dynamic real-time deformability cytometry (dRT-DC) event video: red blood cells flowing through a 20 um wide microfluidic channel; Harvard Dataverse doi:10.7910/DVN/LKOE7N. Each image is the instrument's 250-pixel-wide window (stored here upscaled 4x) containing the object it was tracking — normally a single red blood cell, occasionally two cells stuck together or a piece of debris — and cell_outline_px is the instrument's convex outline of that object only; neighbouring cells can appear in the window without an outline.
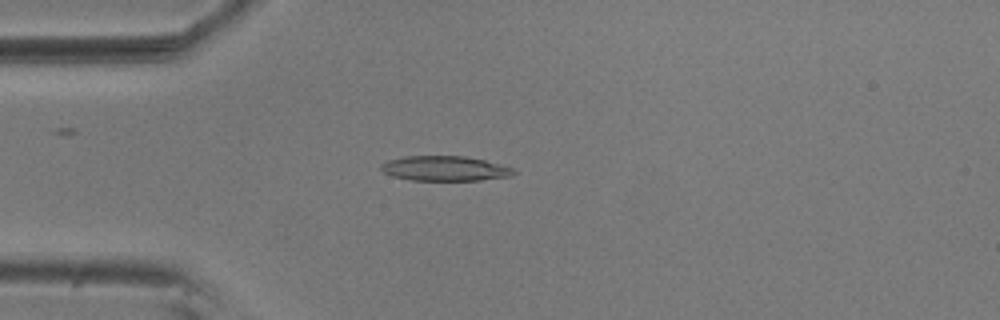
{"species": "common noctule bat (a hibernating species)", "species_latin": "Nyctalus noctula", "temperature_condition": "room temperature", "stored_images_in_passage": 54, "camera_frame_rate_fps": 3000, "um_per_image_px": 0.085, "animal": {"sex": "male", "body_mass_g": 20.5, "forearm_length_mm": 52.5}, "frame": {"image": 1, "passage_image": 14, "time_ms": 4.333, "image_size_px": [1000, 320], "cell_outline_px": [[516, 172], [512, 176], [480, 180], [412, 180], [392, 176], [384, 172], [380, 168], [380, 164], [388, 160], [404, 156], [464, 156], [484, 160], [500, 164], [512, 168]], "centroid_in_image_um": [37.8, 14.32], "position_along_channel_um": 47.2, "area_um2": 19.19}}
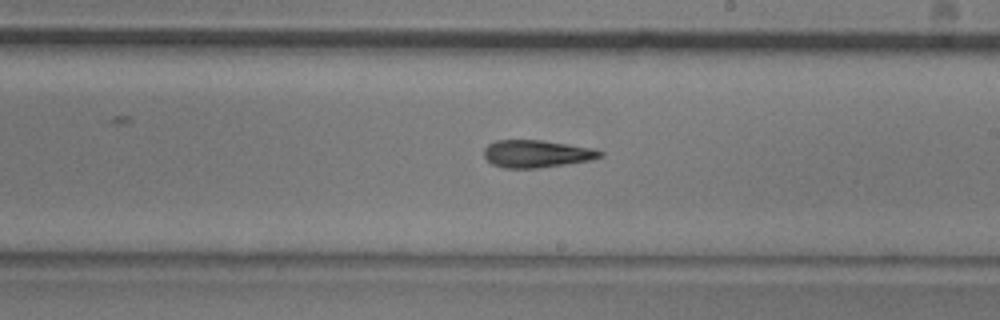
{"frame": {"image": 2, "passage_image": 31, "time_ms": 10.0, "image_size_px": [1000, 320], "cell_outline_px": [[604, 156], [588, 160], [540, 168], [504, 168], [492, 164], [484, 156], [484, 148], [488, 144], [496, 140], [540, 140], [568, 144], [592, 148], [604, 152]], "centroid_in_image_um": [45.59, 13.07], "position_along_channel_um": 243.4, "area_um2": 18.5}}
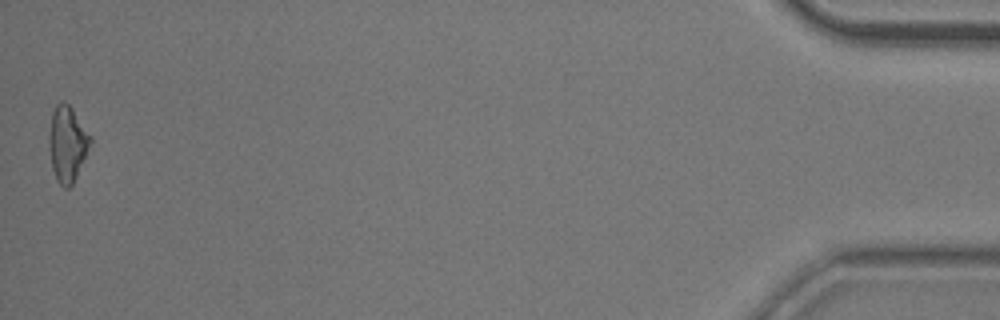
{"frame": {"image": 3, "passage_image": 54, "time_ms": 17.667, "image_size_px": [1000, 320], "cell_outline_px": [[92, 140], [76, 176], [72, 184], [68, 188], [64, 188], [56, 180], [52, 168], [48, 144], [48, 136], [52, 112], [56, 104], [60, 100], [64, 100], [72, 108], [92, 136]], "centroid_in_image_um": [5.7, 12.18], "position_along_channel_um": 429.5, "area_um2": 18.26}, "authors_computed_cell_mechanics": {"area_um2": 18.785, "velocity_mm_per_s": 3.6782, "shape_relaxation_time_tau1_ms": 5.6285, "shape_relaxation_time_tau2_ms": 6.2627, "deformation_change_tau1": 0.1711, "deformation_change_tau2": 0.1882}}